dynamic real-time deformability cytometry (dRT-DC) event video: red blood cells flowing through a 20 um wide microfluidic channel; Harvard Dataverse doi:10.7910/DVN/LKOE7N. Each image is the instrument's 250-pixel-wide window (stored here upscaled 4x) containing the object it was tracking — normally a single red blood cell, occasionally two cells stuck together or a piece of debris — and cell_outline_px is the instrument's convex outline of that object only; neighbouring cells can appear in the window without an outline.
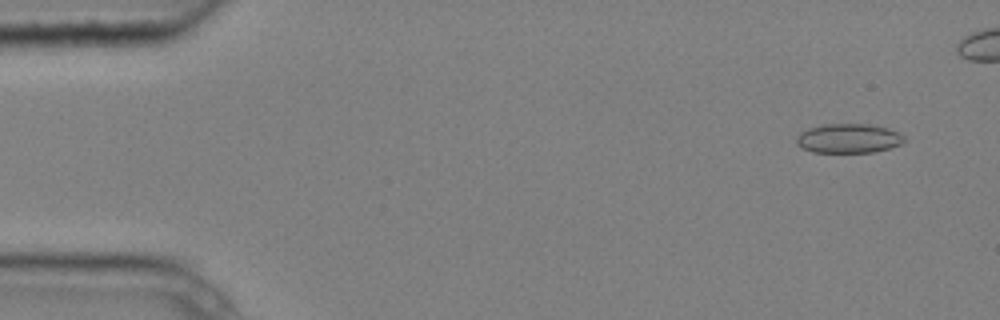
{"species": "common noctule bat (a hibernating species)", "species_latin": "Nyctalus noctula", "temperature_condition": "cold", "stored_images_in_passage": 5, "camera_frame_rate_fps": 3000, "um_per_image_px": 0.085, "animal": {"sex": "male", "body_mass_g": 20.4}, "frame": {"image": 1, "passage_image": 1, "time_ms": 0.0, "image_size_px": [1000, 320], "cell_outline_px": [[904, 140], [900, 144], [888, 148], [872, 152], [812, 152], [796, 144], [796, 136], [800, 132], [808, 128], [820, 124], [872, 124], [888, 128], [900, 132], [904, 136]], "centroid_in_image_um": [72.11, 11.75], "position_along_channel_um": 12.9, "area_um2": 18.5}}